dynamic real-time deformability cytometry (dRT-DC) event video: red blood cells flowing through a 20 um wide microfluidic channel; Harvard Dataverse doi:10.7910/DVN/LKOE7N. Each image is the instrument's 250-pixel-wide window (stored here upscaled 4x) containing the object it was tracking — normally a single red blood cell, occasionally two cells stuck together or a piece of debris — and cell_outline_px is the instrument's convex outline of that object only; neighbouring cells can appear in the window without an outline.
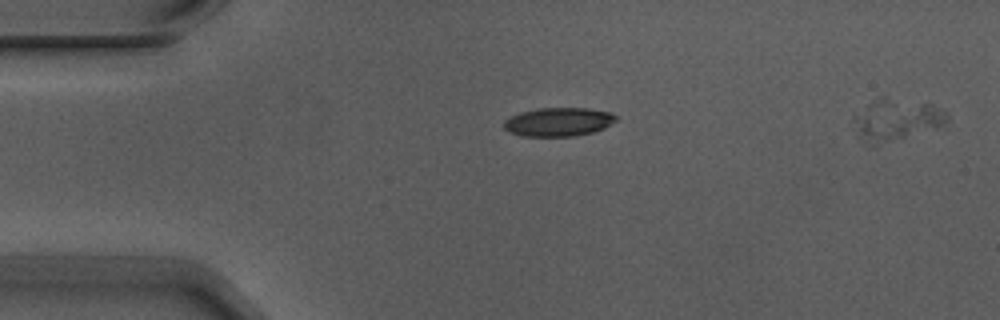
{"species": "Egyptian fruit bat (a non-hibernating species)", "species_latin": "Rousettus aegyptiacus", "temperature_condition": "warm", "stored_images_in_passage": 2, "segment_of_instrument_passage": [1, 2], "camera_frame_rate_fps": 3000, "um_per_image_px": 0.085, "animal": {"sex": "male"}, "frame": {"image": 1, "passage_image": 1, "time_ms": 0.0, "image_size_px": [1000, 320], "cell_outline_px": [[616, 120], [604, 128], [592, 132], [572, 136], [524, 136], [508, 132], [504, 128], [504, 120], [520, 112], [540, 108], [588, 108], [612, 112], [616, 116]], "centroid_in_image_um": [47.47, 10.35], "position_along_channel_um": 37.5, "area_um2": 18.67}}